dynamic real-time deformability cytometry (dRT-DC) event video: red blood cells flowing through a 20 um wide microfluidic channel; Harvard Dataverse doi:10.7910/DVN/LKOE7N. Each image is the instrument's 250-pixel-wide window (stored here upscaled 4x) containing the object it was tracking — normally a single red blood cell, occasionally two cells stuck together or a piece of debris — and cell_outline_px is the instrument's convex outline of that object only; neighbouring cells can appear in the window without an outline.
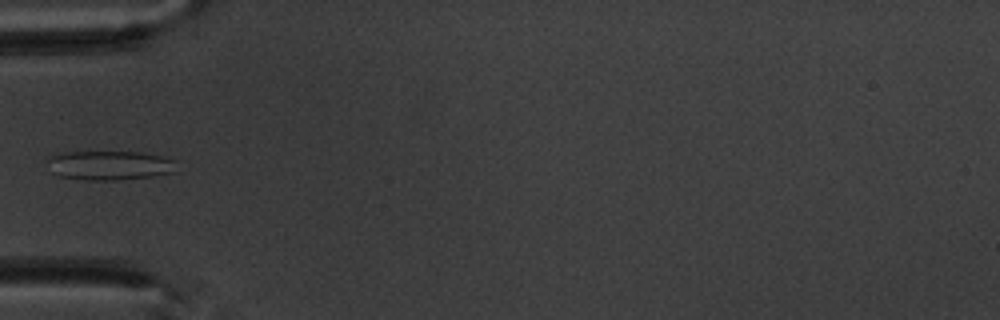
{"species": "common noctule bat (a hibernating species)", "species_latin": "Nyctalus noctula", "temperature_condition": "warm", "stored_images_in_passage": 5, "camera_frame_rate_fps": 3000, "um_per_image_px": 0.085, "animal": {"sex": "male", "body_mass_g": 20.1, "forearm_length_mm": 53.5}, "frame": {"image": 1, "passage_image": 4, "time_ms": 3.667, "image_size_px": [1000, 320], "cell_outline_px": [[176, 160], [172, 172], [152, 176], [112, 180], [88, 180], [60, 176], [52, 172], [48, 160], [48, 156], [64, 152], [140, 152], [160, 156]], "centroid_in_image_um": [9.28, 14.04], "position_along_channel_um": 75.7, "area_um2": 21.68}}